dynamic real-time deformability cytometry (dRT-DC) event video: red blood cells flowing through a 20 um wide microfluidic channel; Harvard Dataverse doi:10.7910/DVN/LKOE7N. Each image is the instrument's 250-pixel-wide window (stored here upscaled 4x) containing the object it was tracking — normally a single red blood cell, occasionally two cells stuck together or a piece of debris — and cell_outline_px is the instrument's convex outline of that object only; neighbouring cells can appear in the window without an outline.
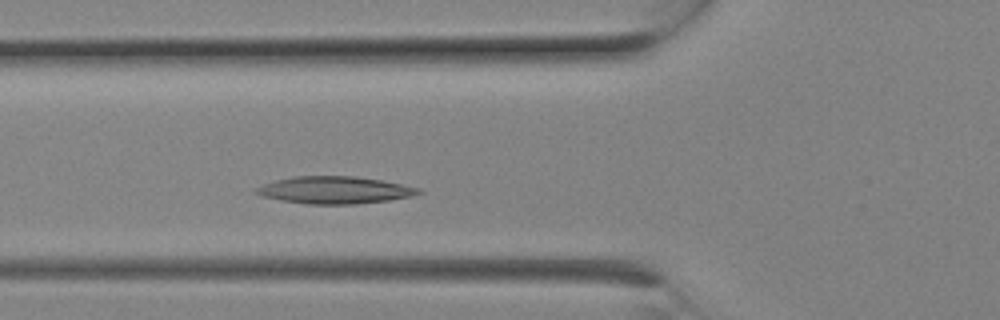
{"species": "Egyptian fruit bat (a non-hibernating species)", "species_latin": "Rousettus aegyptiacus", "temperature_condition": "room temperature", "stored_images_in_passage": 4, "camera_frame_rate_fps": 3000, "um_per_image_px": 0.085, "animal": {"sex": "female"}, "frame": {"image": 1, "passage_image": 4, "time_ms": 1.0, "image_size_px": [1000, 320], "cell_outline_px": [[424, 192], [412, 196], [388, 200], [356, 204], [304, 204], [280, 200], [260, 196], [252, 192], [256, 188], [264, 184], [276, 180], [292, 176], [356, 176], [380, 180], [420, 188]], "centroid_in_image_um": [28.41, 16.16], "position_along_channel_um": 97.4, "area_um2": 25.84}}